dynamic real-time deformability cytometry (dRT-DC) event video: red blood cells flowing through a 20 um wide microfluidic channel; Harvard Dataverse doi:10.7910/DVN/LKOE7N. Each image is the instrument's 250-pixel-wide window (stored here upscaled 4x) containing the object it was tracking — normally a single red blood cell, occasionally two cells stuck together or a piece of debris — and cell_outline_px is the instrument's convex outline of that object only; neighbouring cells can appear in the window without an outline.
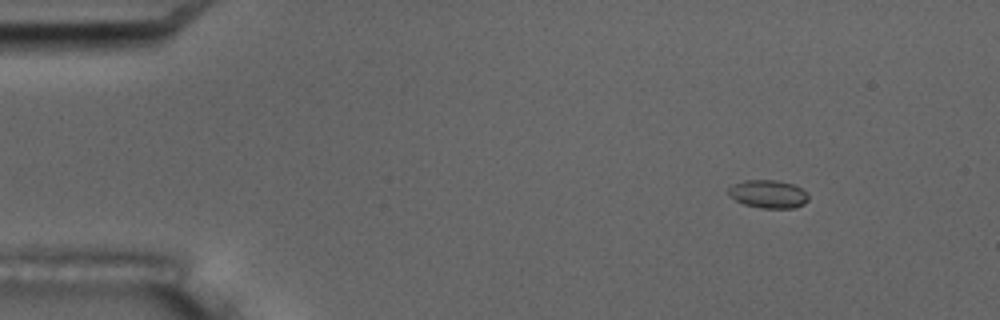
{"species": "common noctule bat (a hibernating species)", "species_latin": "Nyctalus noctula", "temperature_condition": "room temperature", "stored_images_in_passage": 6, "camera_frame_rate_fps": 3000, "um_per_image_px": 0.085, "animal": {"sex": "male", "body_mass_g": 17.5, "forearm_length_mm": 52.3}, "frame": {"image": 1, "passage_image": 2, "time_ms": 1.0, "image_size_px": [1000, 320], "cell_outline_px": [[808, 200], [804, 204], [792, 208], [760, 208], [744, 204], [736, 200], [728, 192], [728, 188], [732, 184], [744, 180], [776, 180], [792, 184], [800, 188], [808, 196]], "centroid_in_image_um": [65.28, 16.49], "position_along_channel_um": 19.7, "area_um2": 12.95}}